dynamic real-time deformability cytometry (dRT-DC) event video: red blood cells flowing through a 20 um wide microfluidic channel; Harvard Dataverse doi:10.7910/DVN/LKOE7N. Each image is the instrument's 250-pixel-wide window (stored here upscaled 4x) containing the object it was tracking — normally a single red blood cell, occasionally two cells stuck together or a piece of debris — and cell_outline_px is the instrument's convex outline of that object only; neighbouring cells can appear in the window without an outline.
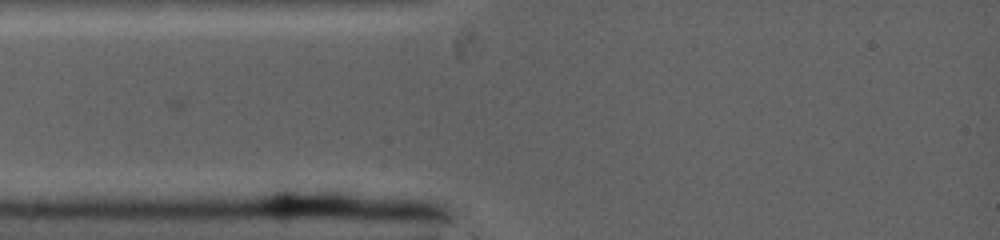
{"species": "common noctule bat (a hibernating species)", "species_latin": "Nyctalus noctula", "temperature_condition": "warm", "stored_images_in_passage": 1, "camera_frame_rate_fps": 5000, "um_per_image_px": 0.085, "animal": {"sex": "female", "body_mass_g": 19.0, "forearm_length_mm": 53.3}, "frame": {"image": 1, "passage_image": 1, "time_ms": 0.0, "image_size_px": [1000, 240], "cell_outline_px": [[356, 184], [352, 204], [340, 208], [292, 212], [272, 212], [264, 208], [260, 204], [260, 196], [280, 184]], "centroid_in_image_um": [26.15, 16.77], "position_along_channel_um": 58.9, "area_um2": 16.53}}